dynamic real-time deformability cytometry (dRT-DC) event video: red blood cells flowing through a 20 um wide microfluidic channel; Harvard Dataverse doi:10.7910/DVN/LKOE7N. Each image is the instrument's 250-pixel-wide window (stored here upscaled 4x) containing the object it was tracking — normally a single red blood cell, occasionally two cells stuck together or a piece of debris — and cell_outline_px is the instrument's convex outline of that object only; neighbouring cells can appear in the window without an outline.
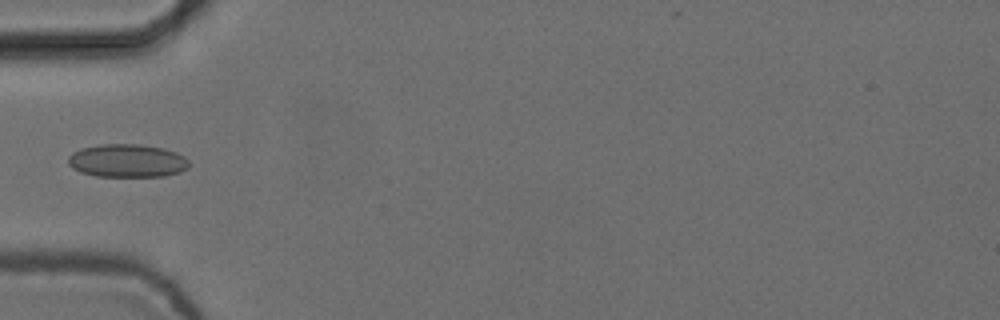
{"species": "common noctule bat (a hibernating species)", "species_latin": "Nyctalus noctula", "temperature_condition": "cold", "stored_images_in_passage": 6, "camera_frame_rate_fps": 3000, "um_per_image_px": 0.085, "animal": {"sex": "female", "body_mass_g": 24.6, "forearm_length_mm": 56.2}, "frame": {"image": 1, "passage_image": 6, "time_ms": 1.667, "image_size_px": [1000, 320], "cell_outline_px": [[188, 168], [180, 172], [164, 176], [96, 176], [80, 172], [72, 168], [68, 164], [68, 156], [72, 152], [80, 148], [100, 144], [140, 144], [164, 148], [176, 152], [184, 156], [188, 160]], "centroid_in_image_um": [10.79, 13.65], "position_along_channel_um": 74.2, "area_um2": 23.52}}